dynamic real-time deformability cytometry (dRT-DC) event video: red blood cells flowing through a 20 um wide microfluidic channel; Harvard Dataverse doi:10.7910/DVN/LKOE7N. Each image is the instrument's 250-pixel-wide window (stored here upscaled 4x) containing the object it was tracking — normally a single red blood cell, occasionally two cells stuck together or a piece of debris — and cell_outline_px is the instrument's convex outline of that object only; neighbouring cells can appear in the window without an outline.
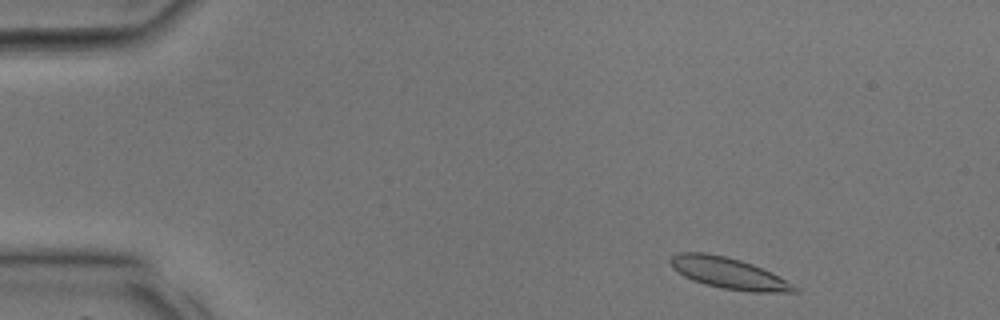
{"species": "common noctule bat (a hibernating species)", "species_latin": "Nyctalus noctula", "temperature_condition": "room temperature", "stored_images_in_passage": 33, "camera_frame_rate_fps": 3000, "um_per_image_px": 0.085, "animal": {"sex": "male", "body_mass_g": 17.9, "forearm_length_mm": 54.2}, "frame": {"image": 1, "passage_image": 2, "time_ms": 0.333, "image_size_px": [1000, 320], "cell_outline_px": [[800, 292], [752, 292], [724, 288], [704, 284], [692, 280], [684, 276], [672, 268], [668, 260], [672, 256], [680, 252], [704, 252], [724, 256], [740, 260], [752, 264], [772, 272], [796, 284], [800, 288]], "centroid_in_image_um": [61.98, 23.23], "position_along_channel_um": 23.0, "area_um2": 22.72}}
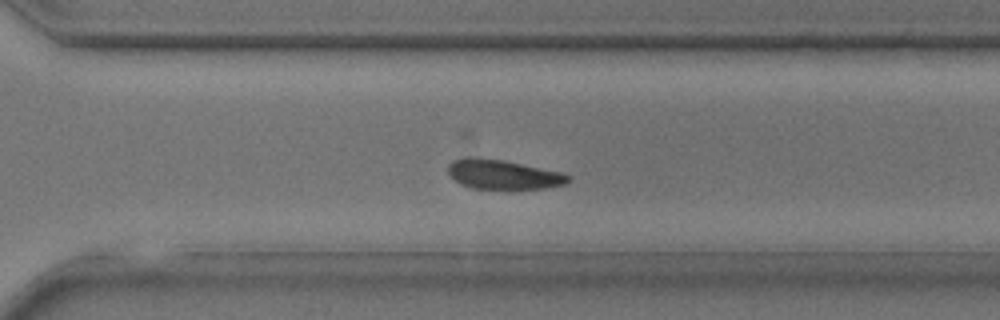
{"frame": {"image": 2, "passage_image": 23, "time_ms": 7.333, "image_size_px": [1000, 320], "cell_outline_px": [[572, 180], [564, 184], [544, 188], [472, 188], [460, 184], [448, 172], [448, 164], [452, 160], [468, 156], [476, 156], [504, 160], [564, 172], [572, 176]], "centroid_in_image_um": [42.79, 14.8], "position_along_channel_um": 327.8, "area_um2": 20.81}}
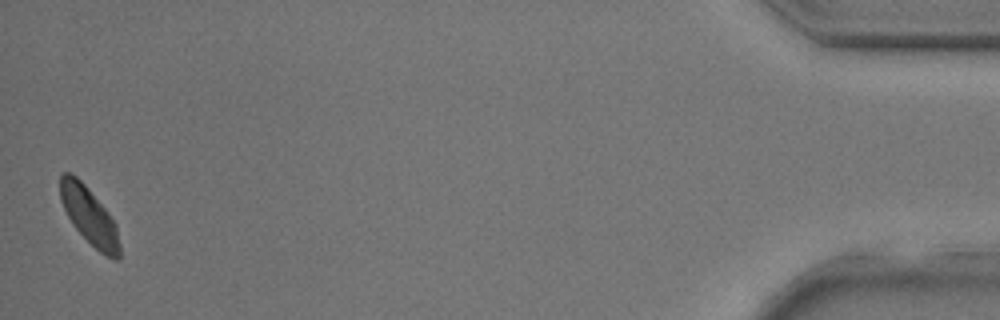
{"frame": {"image": 3, "passage_image": 33, "time_ms": 10.667, "image_size_px": [1000, 320], "cell_outline_px": [[120, 260], [116, 260], [100, 252], [72, 224], [60, 200], [60, 176], [64, 172], [68, 172], [76, 176], [88, 188], [108, 212], [116, 224], [120, 244]], "centroid_in_image_um": [7.6, 18.34], "position_along_channel_um": 427.6, "area_um2": 19.54}}